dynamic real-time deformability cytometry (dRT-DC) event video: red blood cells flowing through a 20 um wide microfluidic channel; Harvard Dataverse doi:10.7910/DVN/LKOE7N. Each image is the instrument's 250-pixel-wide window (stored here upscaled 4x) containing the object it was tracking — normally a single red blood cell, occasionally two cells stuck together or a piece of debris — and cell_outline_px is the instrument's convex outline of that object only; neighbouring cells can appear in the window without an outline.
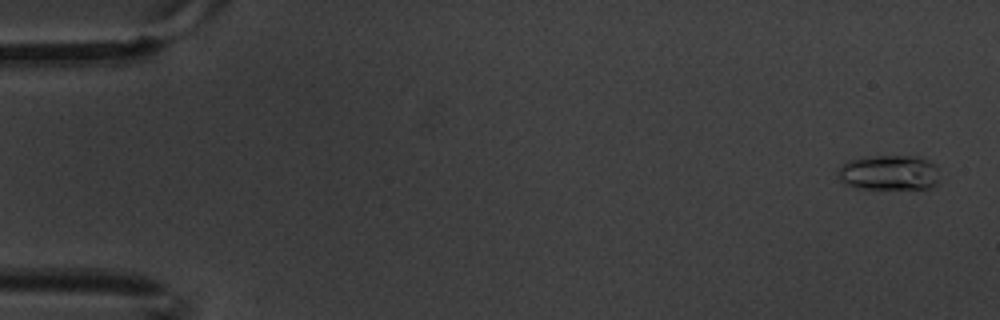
{"species": "common noctule bat (a hibernating species)", "species_latin": "Nyctalus noctula", "temperature_condition": "warm", "stored_images_in_passage": 6, "camera_frame_rate_fps": 3000, "um_per_image_px": 0.085, "animal": {"sex": "male", "body_mass_g": 20.1, "forearm_length_mm": 53.5}, "frame": {"image": 1, "passage_image": 1, "time_ms": 0.0, "image_size_px": [1000, 320], "cell_outline_px": [[940, 180], [932, 188], [856, 188], [844, 184], [840, 180], [836, 172], [840, 164], [848, 160], [864, 156], [920, 156], [928, 160], [936, 168]], "centroid_in_image_um": [75.52, 14.66], "position_along_channel_um": 9.5, "area_um2": 21.1}}
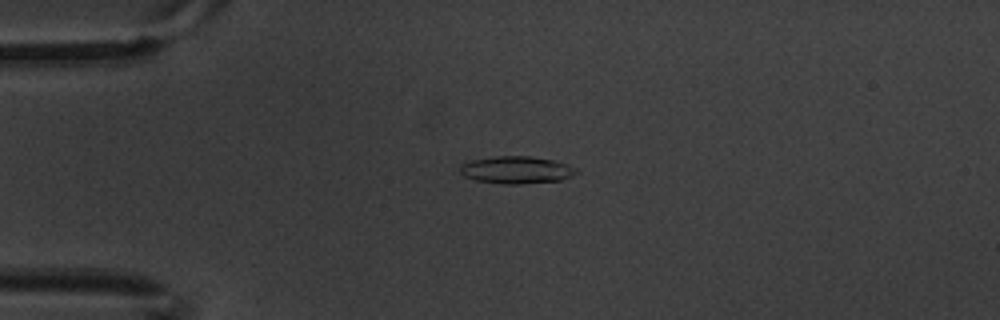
{"frame": {"image": 2, "passage_image": 4, "time_ms": 1.0, "image_size_px": [1000, 320], "cell_outline_px": [[580, 172], [572, 176], [560, 180], [520, 184], [504, 184], [476, 180], [464, 176], [460, 172], [460, 164], [472, 160], [496, 156], [528, 156], [556, 160], [568, 164], [576, 168]], "centroid_in_image_um": [43.93, 14.44], "position_along_channel_um": 41.1, "area_um2": 18.61}}
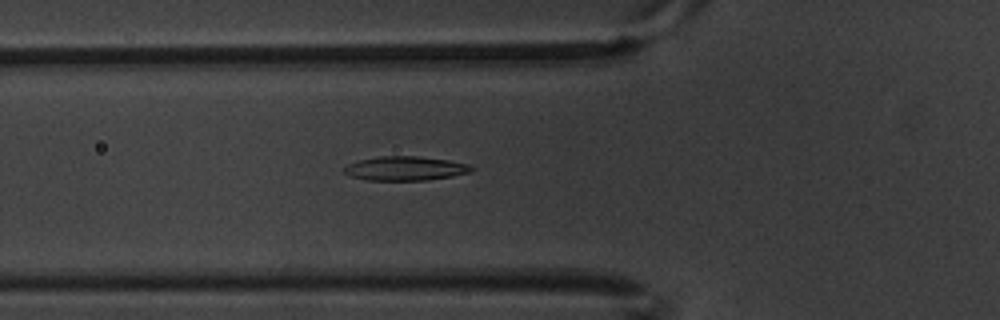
{"frame": {"image": 3, "passage_image": 6, "time_ms": 1.667, "image_size_px": [1000, 320], "cell_outline_px": [[476, 168], [472, 172], [452, 176], [424, 180], [368, 180], [352, 176], [344, 172], [344, 168], [348, 164], [360, 160], [380, 156], [416, 156], [448, 160], [468, 164]], "centroid_in_image_um": [34.49, 14.31], "position_along_channel_um": 91.3, "area_um2": 17.74}}